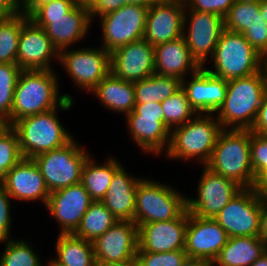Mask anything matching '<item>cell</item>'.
Returning a JSON list of instances; mask_svg holds the SVG:
<instances>
[{
  "mask_svg": "<svg viewBox=\"0 0 267 266\" xmlns=\"http://www.w3.org/2000/svg\"><path fill=\"white\" fill-rule=\"evenodd\" d=\"M117 221L118 219L101 201H93L73 234L86 241L93 242Z\"/></svg>",
  "mask_w": 267,
  "mask_h": 266,
  "instance_id": "obj_33",
  "label": "cell"
},
{
  "mask_svg": "<svg viewBox=\"0 0 267 266\" xmlns=\"http://www.w3.org/2000/svg\"><path fill=\"white\" fill-rule=\"evenodd\" d=\"M89 155L73 138L63 147L37 155L33 160L51 193L80 183L82 170Z\"/></svg>",
  "mask_w": 267,
  "mask_h": 266,
  "instance_id": "obj_8",
  "label": "cell"
},
{
  "mask_svg": "<svg viewBox=\"0 0 267 266\" xmlns=\"http://www.w3.org/2000/svg\"><path fill=\"white\" fill-rule=\"evenodd\" d=\"M224 22L225 29L242 33L267 60V22L260 13L259 0H235Z\"/></svg>",
  "mask_w": 267,
  "mask_h": 266,
  "instance_id": "obj_20",
  "label": "cell"
},
{
  "mask_svg": "<svg viewBox=\"0 0 267 266\" xmlns=\"http://www.w3.org/2000/svg\"><path fill=\"white\" fill-rule=\"evenodd\" d=\"M46 266H62L59 263H57L56 261H54L52 258L51 260L49 259V261L47 262Z\"/></svg>",
  "mask_w": 267,
  "mask_h": 266,
  "instance_id": "obj_56",
  "label": "cell"
},
{
  "mask_svg": "<svg viewBox=\"0 0 267 266\" xmlns=\"http://www.w3.org/2000/svg\"><path fill=\"white\" fill-rule=\"evenodd\" d=\"M259 10L262 17L267 22V0H259Z\"/></svg>",
  "mask_w": 267,
  "mask_h": 266,
  "instance_id": "obj_54",
  "label": "cell"
},
{
  "mask_svg": "<svg viewBox=\"0 0 267 266\" xmlns=\"http://www.w3.org/2000/svg\"><path fill=\"white\" fill-rule=\"evenodd\" d=\"M181 82L175 77L152 74L134 82L135 102L136 104L162 102L181 88Z\"/></svg>",
  "mask_w": 267,
  "mask_h": 266,
  "instance_id": "obj_32",
  "label": "cell"
},
{
  "mask_svg": "<svg viewBox=\"0 0 267 266\" xmlns=\"http://www.w3.org/2000/svg\"><path fill=\"white\" fill-rule=\"evenodd\" d=\"M29 18L22 12L0 21V64H17L21 26Z\"/></svg>",
  "mask_w": 267,
  "mask_h": 266,
  "instance_id": "obj_34",
  "label": "cell"
},
{
  "mask_svg": "<svg viewBox=\"0 0 267 266\" xmlns=\"http://www.w3.org/2000/svg\"><path fill=\"white\" fill-rule=\"evenodd\" d=\"M154 54L157 75L175 77L182 81L200 68L192 58L183 36L155 46Z\"/></svg>",
  "mask_w": 267,
  "mask_h": 266,
  "instance_id": "obj_26",
  "label": "cell"
},
{
  "mask_svg": "<svg viewBox=\"0 0 267 266\" xmlns=\"http://www.w3.org/2000/svg\"><path fill=\"white\" fill-rule=\"evenodd\" d=\"M59 51L53 46L44 28L28 19L22 26L18 42L17 65L21 70H53ZM52 67V68H51Z\"/></svg>",
  "mask_w": 267,
  "mask_h": 266,
  "instance_id": "obj_15",
  "label": "cell"
},
{
  "mask_svg": "<svg viewBox=\"0 0 267 266\" xmlns=\"http://www.w3.org/2000/svg\"><path fill=\"white\" fill-rule=\"evenodd\" d=\"M96 263L122 262L136 259L138 226L132 221L118 220L93 242Z\"/></svg>",
  "mask_w": 267,
  "mask_h": 266,
  "instance_id": "obj_21",
  "label": "cell"
},
{
  "mask_svg": "<svg viewBox=\"0 0 267 266\" xmlns=\"http://www.w3.org/2000/svg\"><path fill=\"white\" fill-rule=\"evenodd\" d=\"M266 250L259 236L228 238L212 266H251Z\"/></svg>",
  "mask_w": 267,
  "mask_h": 266,
  "instance_id": "obj_29",
  "label": "cell"
},
{
  "mask_svg": "<svg viewBox=\"0 0 267 266\" xmlns=\"http://www.w3.org/2000/svg\"><path fill=\"white\" fill-rule=\"evenodd\" d=\"M126 4L140 5L146 8H149L158 0H124Z\"/></svg>",
  "mask_w": 267,
  "mask_h": 266,
  "instance_id": "obj_53",
  "label": "cell"
},
{
  "mask_svg": "<svg viewBox=\"0 0 267 266\" xmlns=\"http://www.w3.org/2000/svg\"><path fill=\"white\" fill-rule=\"evenodd\" d=\"M81 0H53L39 6L28 18L65 17Z\"/></svg>",
  "mask_w": 267,
  "mask_h": 266,
  "instance_id": "obj_41",
  "label": "cell"
},
{
  "mask_svg": "<svg viewBox=\"0 0 267 266\" xmlns=\"http://www.w3.org/2000/svg\"><path fill=\"white\" fill-rule=\"evenodd\" d=\"M88 5L92 22L97 16H103L115 10H118L126 3L124 0H81Z\"/></svg>",
  "mask_w": 267,
  "mask_h": 266,
  "instance_id": "obj_44",
  "label": "cell"
},
{
  "mask_svg": "<svg viewBox=\"0 0 267 266\" xmlns=\"http://www.w3.org/2000/svg\"><path fill=\"white\" fill-rule=\"evenodd\" d=\"M250 141L251 130L223 129L205 166L235 181L242 188H252L255 178L251 164Z\"/></svg>",
  "mask_w": 267,
  "mask_h": 266,
  "instance_id": "obj_4",
  "label": "cell"
},
{
  "mask_svg": "<svg viewBox=\"0 0 267 266\" xmlns=\"http://www.w3.org/2000/svg\"><path fill=\"white\" fill-rule=\"evenodd\" d=\"M17 64H0V122L11 126L14 90L21 73Z\"/></svg>",
  "mask_w": 267,
  "mask_h": 266,
  "instance_id": "obj_36",
  "label": "cell"
},
{
  "mask_svg": "<svg viewBox=\"0 0 267 266\" xmlns=\"http://www.w3.org/2000/svg\"><path fill=\"white\" fill-rule=\"evenodd\" d=\"M35 25L44 28L53 46L61 51L87 37L92 24L88 5L80 1L65 17L29 18Z\"/></svg>",
  "mask_w": 267,
  "mask_h": 266,
  "instance_id": "obj_14",
  "label": "cell"
},
{
  "mask_svg": "<svg viewBox=\"0 0 267 266\" xmlns=\"http://www.w3.org/2000/svg\"><path fill=\"white\" fill-rule=\"evenodd\" d=\"M170 1H175L183 4H186L188 2V0H170Z\"/></svg>",
  "mask_w": 267,
  "mask_h": 266,
  "instance_id": "obj_57",
  "label": "cell"
},
{
  "mask_svg": "<svg viewBox=\"0 0 267 266\" xmlns=\"http://www.w3.org/2000/svg\"><path fill=\"white\" fill-rule=\"evenodd\" d=\"M252 189L267 201V168L255 178Z\"/></svg>",
  "mask_w": 267,
  "mask_h": 266,
  "instance_id": "obj_48",
  "label": "cell"
},
{
  "mask_svg": "<svg viewBox=\"0 0 267 266\" xmlns=\"http://www.w3.org/2000/svg\"><path fill=\"white\" fill-rule=\"evenodd\" d=\"M203 168L198 182L197 196L187 197V211L202 218H213L242 187L206 166Z\"/></svg>",
  "mask_w": 267,
  "mask_h": 266,
  "instance_id": "obj_13",
  "label": "cell"
},
{
  "mask_svg": "<svg viewBox=\"0 0 267 266\" xmlns=\"http://www.w3.org/2000/svg\"><path fill=\"white\" fill-rule=\"evenodd\" d=\"M267 91V65L251 76L227 80L225 100L214 113L222 129L250 130Z\"/></svg>",
  "mask_w": 267,
  "mask_h": 266,
  "instance_id": "obj_1",
  "label": "cell"
},
{
  "mask_svg": "<svg viewBox=\"0 0 267 266\" xmlns=\"http://www.w3.org/2000/svg\"><path fill=\"white\" fill-rule=\"evenodd\" d=\"M164 112V123L171 131L191 120L197 113L190 106L182 87L166 100L161 102Z\"/></svg>",
  "mask_w": 267,
  "mask_h": 266,
  "instance_id": "obj_37",
  "label": "cell"
},
{
  "mask_svg": "<svg viewBox=\"0 0 267 266\" xmlns=\"http://www.w3.org/2000/svg\"><path fill=\"white\" fill-rule=\"evenodd\" d=\"M90 93L110 111L127 116L135 108L134 83L116 77L111 71Z\"/></svg>",
  "mask_w": 267,
  "mask_h": 266,
  "instance_id": "obj_28",
  "label": "cell"
},
{
  "mask_svg": "<svg viewBox=\"0 0 267 266\" xmlns=\"http://www.w3.org/2000/svg\"><path fill=\"white\" fill-rule=\"evenodd\" d=\"M181 266H212V263L202 258L187 257Z\"/></svg>",
  "mask_w": 267,
  "mask_h": 266,
  "instance_id": "obj_51",
  "label": "cell"
},
{
  "mask_svg": "<svg viewBox=\"0 0 267 266\" xmlns=\"http://www.w3.org/2000/svg\"><path fill=\"white\" fill-rule=\"evenodd\" d=\"M3 185H0V240L9 239L12 226V201Z\"/></svg>",
  "mask_w": 267,
  "mask_h": 266,
  "instance_id": "obj_43",
  "label": "cell"
},
{
  "mask_svg": "<svg viewBox=\"0 0 267 266\" xmlns=\"http://www.w3.org/2000/svg\"><path fill=\"white\" fill-rule=\"evenodd\" d=\"M188 211L170 221L141 224L138 227L137 251L153 253L185 249Z\"/></svg>",
  "mask_w": 267,
  "mask_h": 266,
  "instance_id": "obj_22",
  "label": "cell"
},
{
  "mask_svg": "<svg viewBox=\"0 0 267 266\" xmlns=\"http://www.w3.org/2000/svg\"><path fill=\"white\" fill-rule=\"evenodd\" d=\"M267 201L252 188H242L213 219L227 236H259L261 214Z\"/></svg>",
  "mask_w": 267,
  "mask_h": 266,
  "instance_id": "obj_9",
  "label": "cell"
},
{
  "mask_svg": "<svg viewBox=\"0 0 267 266\" xmlns=\"http://www.w3.org/2000/svg\"><path fill=\"white\" fill-rule=\"evenodd\" d=\"M58 63L76 87L87 93L111 71L110 53L103 47L63 49L59 51Z\"/></svg>",
  "mask_w": 267,
  "mask_h": 266,
  "instance_id": "obj_10",
  "label": "cell"
},
{
  "mask_svg": "<svg viewBox=\"0 0 267 266\" xmlns=\"http://www.w3.org/2000/svg\"><path fill=\"white\" fill-rule=\"evenodd\" d=\"M182 80L190 106L197 114H214L225 100L227 80L210 74L204 67ZM188 80V81H187Z\"/></svg>",
  "mask_w": 267,
  "mask_h": 266,
  "instance_id": "obj_23",
  "label": "cell"
},
{
  "mask_svg": "<svg viewBox=\"0 0 267 266\" xmlns=\"http://www.w3.org/2000/svg\"><path fill=\"white\" fill-rule=\"evenodd\" d=\"M187 257L184 250L158 253L137 251L136 254L138 266H181Z\"/></svg>",
  "mask_w": 267,
  "mask_h": 266,
  "instance_id": "obj_39",
  "label": "cell"
},
{
  "mask_svg": "<svg viewBox=\"0 0 267 266\" xmlns=\"http://www.w3.org/2000/svg\"><path fill=\"white\" fill-rule=\"evenodd\" d=\"M259 238L265 244V247L267 249V205L263 209L262 214H261Z\"/></svg>",
  "mask_w": 267,
  "mask_h": 266,
  "instance_id": "obj_50",
  "label": "cell"
},
{
  "mask_svg": "<svg viewBox=\"0 0 267 266\" xmlns=\"http://www.w3.org/2000/svg\"><path fill=\"white\" fill-rule=\"evenodd\" d=\"M140 180L129 175L124 166L114 174L101 202L118 220L134 222L136 192Z\"/></svg>",
  "mask_w": 267,
  "mask_h": 266,
  "instance_id": "obj_27",
  "label": "cell"
},
{
  "mask_svg": "<svg viewBox=\"0 0 267 266\" xmlns=\"http://www.w3.org/2000/svg\"><path fill=\"white\" fill-rule=\"evenodd\" d=\"M251 266H267V249Z\"/></svg>",
  "mask_w": 267,
  "mask_h": 266,
  "instance_id": "obj_55",
  "label": "cell"
},
{
  "mask_svg": "<svg viewBox=\"0 0 267 266\" xmlns=\"http://www.w3.org/2000/svg\"><path fill=\"white\" fill-rule=\"evenodd\" d=\"M73 103L67 99L60 107L21 118L11 125L17 133L24 158L33 159L37 155L58 149L74 138L58 120L57 114L58 109L70 110Z\"/></svg>",
  "mask_w": 267,
  "mask_h": 266,
  "instance_id": "obj_3",
  "label": "cell"
},
{
  "mask_svg": "<svg viewBox=\"0 0 267 266\" xmlns=\"http://www.w3.org/2000/svg\"><path fill=\"white\" fill-rule=\"evenodd\" d=\"M93 200L81 183L50 193L46 209L59 223L60 234H72Z\"/></svg>",
  "mask_w": 267,
  "mask_h": 266,
  "instance_id": "obj_18",
  "label": "cell"
},
{
  "mask_svg": "<svg viewBox=\"0 0 267 266\" xmlns=\"http://www.w3.org/2000/svg\"><path fill=\"white\" fill-rule=\"evenodd\" d=\"M19 12V0H0V21L11 18Z\"/></svg>",
  "mask_w": 267,
  "mask_h": 266,
  "instance_id": "obj_47",
  "label": "cell"
},
{
  "mask_svg": "<svg viewBox=\"0 0 267 266\" xmlns=\"http://www.w3.org/2000/svg\"><path fill=\"white\" fill-rule=\"evenodd\" d=\"M148 8L125 4L118 10L99 16L102 47L109 53L143 38Z\"/></svg>",
  "mask_w": 267,
  "mask_h": 266,
  "instance_id": "obj_12",
  "label": "cell"
},
{
  "mask_svg": "<svg viewBox=\"0 0 267 266\" xmlns=\"http://www.w3.org/2000/svg\"><path fill=\"white\" fill-rule=\"evenodd\" d=\"M11 198L19 201L40 200L47 205L50 195L37 164L33 159L23 158L8 171L5 182L2 184Z\"/></svg>",
  "mask_w": 267,
  "mask_h": 266,
  "instance_id": "obj_24",
  "label": "cell"
},
{
  "mask_svg": "<svg viewBox=\"0 0 267 266\" xmlns=\"http://www.w3.org/2000/svg\"><path fill=\"white\" fill-rule=\"evenodd\" d=\"M18 136L15 130L8 125L0 126V185L7 177V173L23 159Z\"/></svg>",
  "mask_w": 267,
  "mask_h": 266,
  "instance_id": "obj_38",
  "label": "cell"
},
{
  "mask_svg": "<svg viewBox=\"0 0 267 266\" xmlns=\"http://www.w3.org/2000/svg\"><path fill=\"white\" fill-rule=\"evenodd\" d=\"M235 0H188L185 7L188 9L203 11L220 15L225 18Z\"/></svg>",
  "mask_w": 267,
  "mask_h": 266,
  "instance_id": "obj_42",
  "label": "cell"
},
{
  "mask_svg": "<svg viewBox=\"0 0 267 266\" xmlns=\"http://www.w3.org/2000/svg\"><path fill=\"white\" fill-rule=\"evenodd\" d=\"M185 4L158 0L148 8L143 38L154 47L183 36Z\"/></svg>",
  "mask_w": 267,
  "mask_h": 266,
  "instance_id": "obj_19",
  "label": "cell"
},
{
  "mask_svg": "<svg viewBox=\"0 0 267 266\" xmlns=\"http://www.w3.org/2000/svg\"><path fill=\"white\" fill-rule=\"evenodd\" d=\"M53 0H19L20 12L29 17L39 6L50 3Z\"/></svg>",
  "mask_w": 267,
  "mask_h": 266,
  "instance_id": "obj_49",
  "label": "cell"
},
{
  "mask_svg": "<svg viewBox=\"0 0 267 266\" xmlns=\"http://www.w3.org/2000/svg\"><path fill=\"white\" fill-rule=\"evenodd\" d=\"M250 154L254 178L267 168V137L251 132Z\"/></svg>",
  "mask_w": 267,
  "mask_h": 266,
  "instance_id": "obj_40",
  "label": "cell"
},
{
  "mask_svg": "<svg viewBox=\"0 0 267 266\" xmlns=\"http://www.w3.org/2000/svg\"><path fill=\"white\" fill-rule=\"evenodd\" d=\"M134 111L140 116L158 117V120L164 122V112L161 102L135 104Z\"/></svg>",
  "mask_w": 267,
  "mask_h": 266,
  "instance_id": "obj_46",
  "label": "cell"
},
{
  "mask_svg": "<svg viewBox=\"0 0 267 266\" xmlns=\"http://www.w3.org/2000/svg\"><path fill=\"white\" fill-rule=\"evenodd\" d=\"M122 166L114 157H109L99 164L90 155L84 164L80 183L93 201H101L104 198L114 174Z\"/></svg>",
  "mask_w": 267,
  "mask_h": 266,
  "instance_id": "obj_30",
  "label": "cell"
},
{
  "mask_svg": "<svg viewBox=\"0 0 267 266\" xmlns=\"http://www.w3.org/2000/svg\"><path fill=\"white\" fill-rule=\"evenodd\" d=\"M111 72L128 82L155 74L154 46L144 38L121 46L110 53Z\"/></svg>",
  "mask_w": 267,
  "mask_h": 266,
  "instance_id": "obj_17",
  "label": "cell"
},
{
  "mask_svg": "<svg viewBox=\"0 0 267 266\" xmlns=\"http://www.w3.org/2000/svg\"><path fill=\"white\" fill-rule=\"evenodd\" d=\"M250 130L258 135L267 137V91L263 97L257 117Z\"/></svg>",
  "mask_w": 267,
  "mask_h": 266,
  "instance_id": "obj_45",
  "label": "cell"
},
{
  "mask_svg": "<svg viewBox=\"0 0 267 266\" xmlns=\"http://www.w3.org/2000/svg\"><path fill=\"white\" fill-rule=\"evenodd\" d=\"M183 29V37L192 58L200 67H204L208 58L213 56L220 35L225 29L224 18L213 13L185 7Z\"/></svg>",
  "mask_w": 267,
  "mask_h": 266,
  "instance_id": "obj_11",
  "label": "cell"
},
{
  "mask_svg": "<svg viewBox=\"0 0 267 266\" xmlns=\"http://www.w3.org/2000/svg\"><path fill=\"white\" fill-rule=\"evenodd\" d=\"M228 238L226 231L213 218L188 213L184 249L188 257L213 263Z\"/></svg>",
  "mask_w": 267,
  "mask_h": 266,
  "instance_id": "obj_16",
  "label": "cell"
},
{
  "mask_svg": "<svg viewBox=\"0 0 267 266\" xmlns=\"http://www.w3.org/2000/svg\"><path fill=\"white\" fill-rule=\"evenodd\" d=\"M96 266H138L137 260L132 259L128 261H122V262H98L96 263Z\"/></svg>",
  "mask_w": 267,
  "mask_h": 266,
  "instance_id": "obj_52",
  "label": "cell"
},
{
  "mask_svg": "<svg viewBox=\"0 0 267 266\" xmlns=\"http://www.w3.org/2000/svg\"><path fill=\"white\" fill-rule=\"evenodd\" d=\"M56 256L52 258L62 266H96L95 253L92 242L86 241L72 234L58 235Z\"/></svg>",
  "mask_w": 267,
  "mask_h": 266,
  "instance_id": "obj_31",
  "label": "cell"
},
{
  "mask_svg": "<svg viewBox=\"0 0 267 266\" xmlns=\"http://www.w3.org/2000/svg\"><path fill=\"white\" fill-rule=\"evenodd\" d=\"M146 177L139 181L134 222L141 224L170 221L179 218L187 210V197L172 186L158 183Z\"/></svg>",
  "mask_w": 267,
  "mask_h": 266,
  "instance_id": "obj_7",
  "label": "cell"
},
{
  "mask_svg": "<svg viewBox=\"0 0 267 266\" xmlns=\"http://www.w3.org/2000/svg\"><path fill=\"white\" fill-rule=\"evenodd\" d=\"M0 243L5 244L0 266H44L37 250L34 251L28 241L9 238L0 240Z\"/></svg>",
  "mask_w": 267,
  "mask_h": 266,
  "instance_id": "obj_35",
  "label": "cell"
},
{
  "mask_svg": "<svg viewBox=\"0 0 267 266\" xmlns=\"http://www.w3.org/2000/svg\"><path fill=\"white\" fill-rule=\"evenodd\" d=\"M57 71L22 70L13 97L11 125L21 118L36 115L60 107L70 94L60 95Z\"/></svg>",
  "mask_w": 267,
  "mask_h": 266,
  "instance_id": "obj_2",
  "label": "cell"
},
{
  "mask_svg": "<svg viewBox=\"0 0 267 266\" xmlns=\"http://www.w3.org/2000/svg\"><path fill=\"white\" fill-rule=\"evenodd\" d=\"M210 60L213 69L204 68L224 80L251 76L267 65V60L251 46L242 33L227 29L222 31Z\"/></svg>",
  "mask_w": 267,
  "mask_h": 266,
  "instance_id": "obj_6",
  "label": "cell"
},
{
  "mask_svg": "<svg viewBox=\"0 0 267 266\" xmlns=\"http://www.w3.org/2000/svg\"><path fill=\"white\" fill-rule=\"evenodd\" d=\"M125 119L129 134L141 151L152 156L167 151L171 131L158 117L140 116L133 110Z\"/></svg>",
  "mask_w": 267,
  "mask_h": 266,
  "instance_id": "obj_25",
  "label": "cell"
},
{
  "mask_svg": "<svg viewBox=\"0 0 267 266\" xmlns=\"http://www.w3.org/2000/svg\"><path fill=\"white\" fill-rule=\"evenodd\" d=\"M215 116L196 114L185 124L172 129L169 146L165 152L166 157L184 162L195 159L205 166L211 157L218 135L223 130Z\"/></svg>",
  "mask_w": 267,
  "mask_h": 266,
  "instance_id": "obj_5",
  "label": "cell"
}]
</instances>
